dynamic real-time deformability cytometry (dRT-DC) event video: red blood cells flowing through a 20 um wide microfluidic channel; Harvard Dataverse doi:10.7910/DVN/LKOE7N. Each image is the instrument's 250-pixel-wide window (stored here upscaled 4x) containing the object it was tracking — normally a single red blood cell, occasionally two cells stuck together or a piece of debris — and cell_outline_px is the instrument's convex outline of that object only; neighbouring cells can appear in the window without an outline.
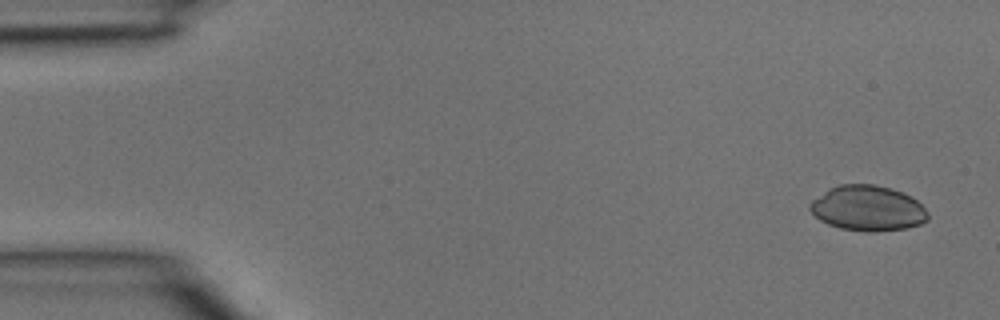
{"species": "common noctule bat (a hibernating species)", "species_latin": "Nyctalus noctula", "temperature_condition": "room temperature", "stored_images_in_passage": 6, "camera_frame_rate_fps": 3000, "um_per_image_px": 0.085, "animal": {"sex": "male", "body_mass_g": 15.6}, "frame": {"image": 1, "passage_image": 1, "time_ms": 0.0, "image_size_px": [1000, 320], "cell_outline_px": [[928, 220], [920, 224], [908, 228], [876, 232], [868, 232], [840, 228], [828, 224], [820, 220], [808, 208], [808, 204], [812, 200], [828, 188], [840, 184], [872, 184], [892, 188], [916, 200], [928, 212]], "centroid_in_image_um": [73.74, 17.71], "position_along_channel_um": 11.3, "area_um2": 31.21}}